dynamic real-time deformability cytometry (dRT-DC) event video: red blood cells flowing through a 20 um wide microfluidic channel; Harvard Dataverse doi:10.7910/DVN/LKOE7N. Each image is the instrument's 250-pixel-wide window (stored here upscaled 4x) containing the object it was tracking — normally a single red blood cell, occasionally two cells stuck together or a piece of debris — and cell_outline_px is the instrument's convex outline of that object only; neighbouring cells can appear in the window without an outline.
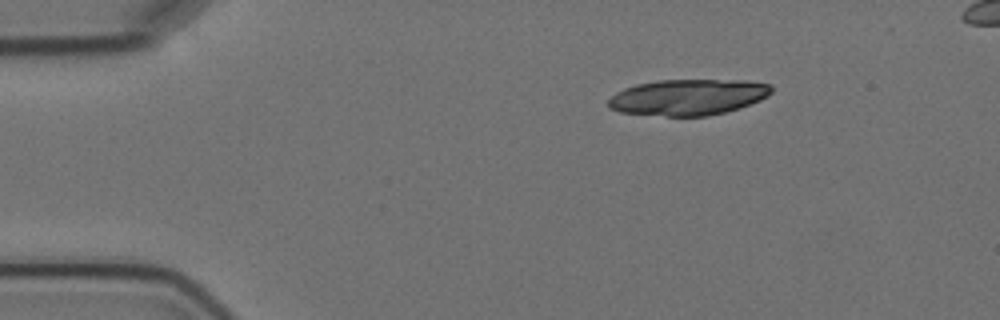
{"species": "Egyptian fruit bat (a non-hibernating species)", "species_latin": "Rousettus aegyptiacus", "temperature_condition": "cold", "stored_images_in_passage": 4, "camera_frame_rate_fps": 3000, "um_per_image_px": 0.085, "animal": {"sex": "female"}, "frame": {"image": 1, "passage_image": 1, "time_ms": 0.0, "image_size_px": [1000, 320], "cell_outline_px": [[772, 92], [768, 96], [760, 100], [724, 112], [708, 116], [668, 116], [620, 112], [608, 108], [608, 100], [616, 92], [624, 88], [636, 84], [660, 80], [748, 80], [772, 84]], "centroid_in_image_um": [58.48, 8.25], "position_along_channel_um": 26.5, "area_um2": 34.22}}